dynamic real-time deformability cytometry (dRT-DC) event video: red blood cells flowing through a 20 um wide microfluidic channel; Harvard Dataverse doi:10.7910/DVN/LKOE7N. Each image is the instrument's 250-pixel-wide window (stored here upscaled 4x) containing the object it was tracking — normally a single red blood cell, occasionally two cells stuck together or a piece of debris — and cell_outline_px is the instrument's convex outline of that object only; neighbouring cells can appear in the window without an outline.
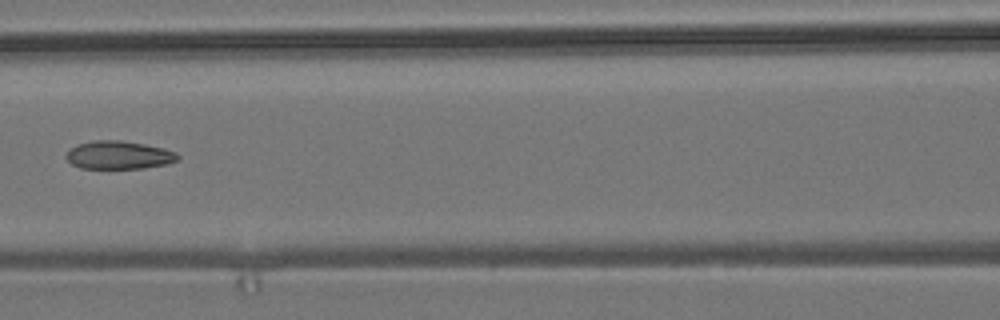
{"species": "common noctule bat (a hibernating species)", "species_latin": "Nyctalus noctula", "temperature_condition": "room temperature", "stored_images_in_passage": 8, "camera_frame_rate_fps": 3000, "um_per_image_px": 0.085, "animal": {"sex": "male", "body_mass_g": 19.2, "forearm_length_mm": 51.8}, "frame": {"image": 1, "passage_image": 7, "time_ms": 2.0, "image_size_px": [1000, 320], "cell_outline_px": [[180, 156], [176, 160], [168, 164], [144, 168], [80, 168], [72, 164], [64, 156], [76, 144], [92, 140], [120, 140], [144, 144], [164, 148], [176, 152]], "centroid_in_image_um": [10.1, 13.17], "position_along_channel_um": 156.5, "area_um2": 18.32}}
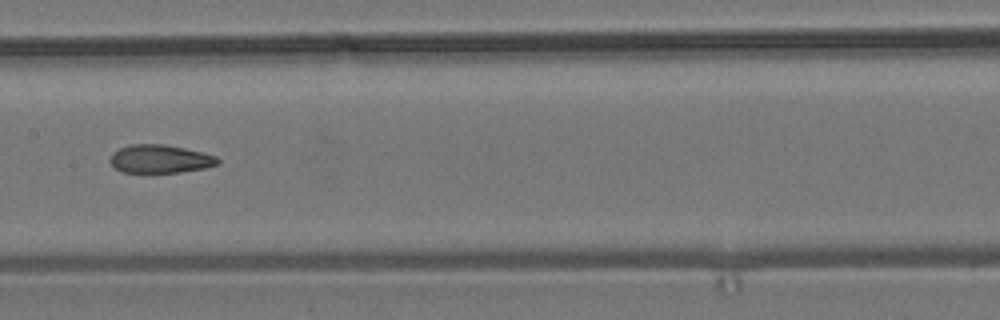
{"frame": {"image": 2, "passage_image": 8, "time_ms": 2.333, "image_size_px": [1000, 320], "cell_outline_px": [[220, 164], [204, 168], [180, 172], [124, 172], [116, 168], [108, 160], [112, 152], [120, 148], [132, 144], [164, 144], [184, 148], [216, 156], [220, 160]], "centroid_in_image_um": [13.6, 13.5], "position_along_channel_um": 193.8, "area_um2": 17.63}}